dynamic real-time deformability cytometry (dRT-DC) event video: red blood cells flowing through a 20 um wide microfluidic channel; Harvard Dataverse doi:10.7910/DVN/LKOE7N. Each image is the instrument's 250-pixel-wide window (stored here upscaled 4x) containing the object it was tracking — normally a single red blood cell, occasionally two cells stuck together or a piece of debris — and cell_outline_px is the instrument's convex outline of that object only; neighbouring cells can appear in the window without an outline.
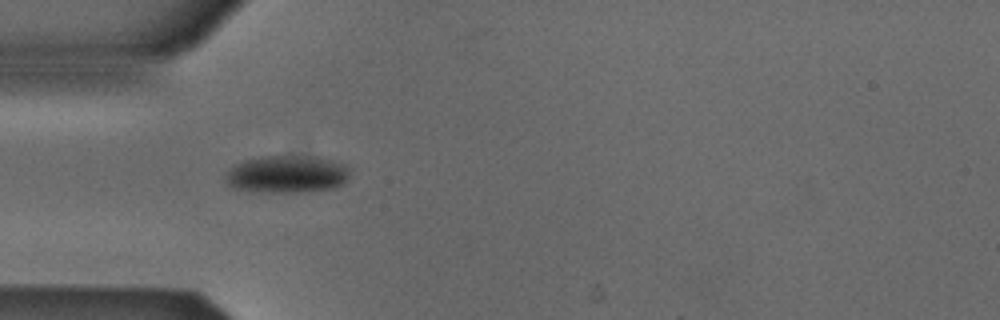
{"species": "Egyptian fruit bat (a non-hibernating species)", "species_latin": "Rousettus aegyptiacus", "temperature_condition": "cold", "stored_images_in_passage": 5, "camera_frame_rate_fps": 3000, "um_per_image_px": 0.085, "animal": {"sex": "male"}, "frame": {"image": 1, "passage_image": 4, "time_ms": 1.0, "image_size_px": [1000, 320], "cell_outline_px": [[352, 168], [348, 180], [344, 184], [336, 188], [308, 192], [248, 192], [232, 188], [224, 180], [224, 176], [236, 164], [244, 160], [268, 156], [316, 156], [332, 160], [344, 164]], "centroid_in_image_um": [24.44, 14.83], "position_along_channel_um": 60.6, "area_um2": 27.8}}